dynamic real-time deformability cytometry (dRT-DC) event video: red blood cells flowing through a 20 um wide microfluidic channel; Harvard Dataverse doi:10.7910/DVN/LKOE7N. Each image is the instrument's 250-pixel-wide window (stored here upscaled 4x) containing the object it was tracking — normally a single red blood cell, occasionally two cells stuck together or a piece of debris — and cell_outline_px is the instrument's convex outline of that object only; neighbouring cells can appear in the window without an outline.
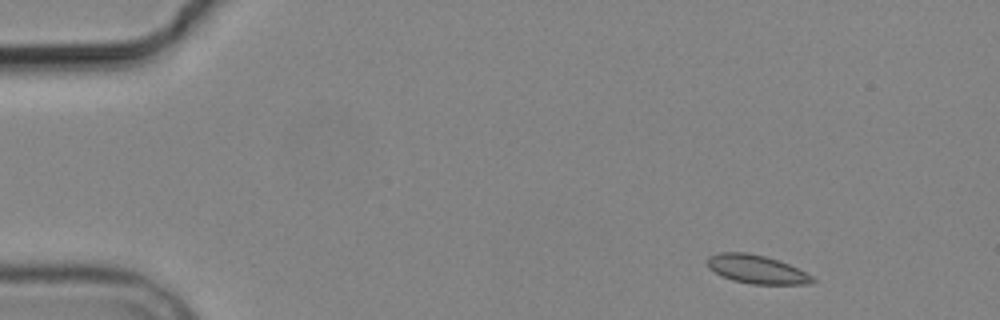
{"species": "common noctule bat (a hibernating species)", "species_latin": "Nyctalus noctula", "temperature_condition": "cold", "stored_images_in_passage": 6, "camera_frame_rate_fps": 3000, "um_per_image_px": 0.085, "animal": {"sex": "male", "body_mass_g": 19.2, "forearm_length_mm": 51.8}, "frame": {"image": 1, "passage_image": 2, "time_ms": 1.0, "image_size_px": [1000, 320], "cell_outline_px": [[816, 280], [812, 284], [752, 284], [732, 280], [708, 268], [704, 260], [708, 256], [720, 252], [744, 252], [764, 256], [788, 264], [812, 276]], "centroid_in_image_um": [64.27, 22.89], "position_along_channel_um": 20.7, "area_um2": 17.34}}
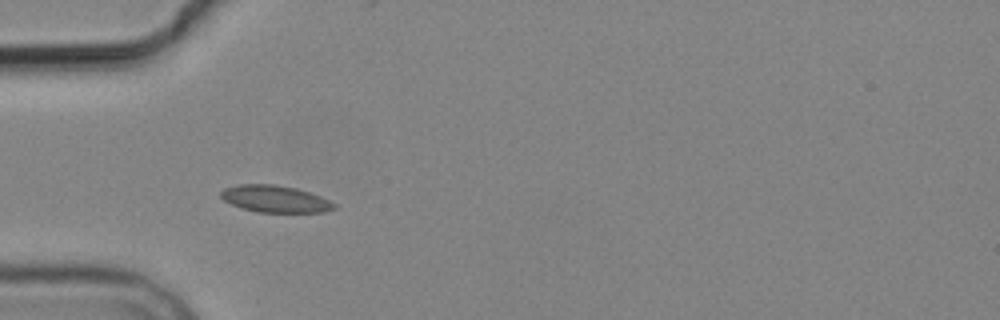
{"frame": {"image": 2, "passage_image": 5, "time_ms": 4.667, "image_size_px": [1000, 320], "cell_outline_px": [[336, 208], [324, 212], [260, 212], [244, 208], [232, 204], [224, 200], [220, 196], [220, 192], [224, 188], [240, 184], [276, 184], [296, 188], [320, 196], [336, 204]], "centroid_in_image_um": [23.39, 16.9], "position_along_channel_um": 61.6, "area_um2": 17.63}}
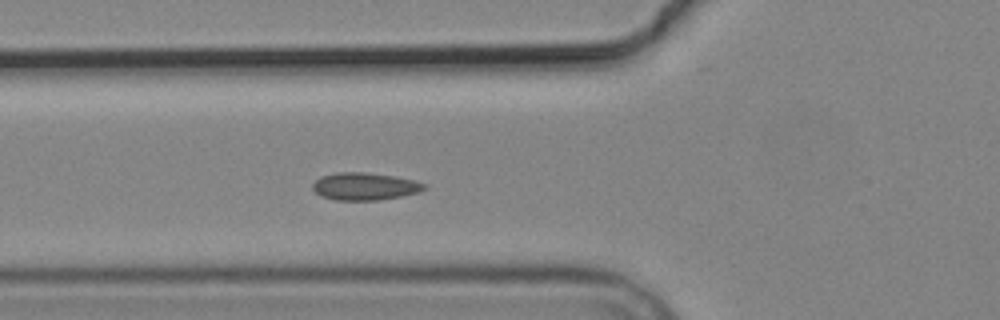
{"frame": {"image": 3, "passage_image": 6, "time_ms": 5.667, "image_size_px": [1000, 320], "cell_outline_px": [[428, 188], [420, 192], [380, 200], [336, 200], [320, 196], [312, 188], [312, 184], [320, 176], [336, 172], [364, 172], [396, 176], [416, 180], [428, 184]], "centroid_in_image_um": [31.04, 15.83], "position_along_channel_um": 94.8, "area_um2": 18.15}}